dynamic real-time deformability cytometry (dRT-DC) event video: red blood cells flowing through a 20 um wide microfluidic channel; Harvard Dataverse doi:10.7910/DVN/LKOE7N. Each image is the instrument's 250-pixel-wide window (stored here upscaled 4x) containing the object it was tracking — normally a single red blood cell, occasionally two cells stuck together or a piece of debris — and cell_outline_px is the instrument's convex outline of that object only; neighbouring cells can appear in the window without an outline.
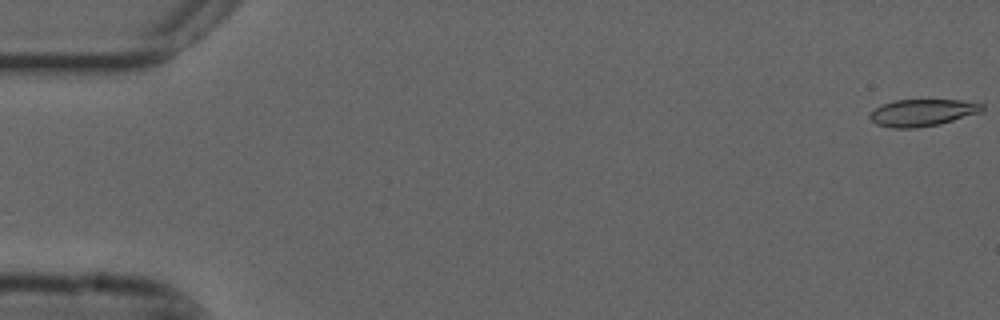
{"species": "common noctule bat (a hibernating species)", "species_latin": "Nyctalus noctula", "temperature_condition": "cold", "stored_images_in_passage": 53, "camera_frame_rate_fps": 3000, "um_per_image_px": 0.085, "animal": {"sex": "male", "forearm_length_mm": 52.5}, "frame": {"image": 1, "passage_image": 1, "time_ms": 0.0, "image_size_px": [1000, 320], "cell_outline_px": [[984, 108], [980, 112], [940, 124], [916, 128], [892, 128], [876, 124], [868, 116], [880, 104], [896, 100], [960, 100], [984, 104]], "centroid_in_image_um": [78.38, 9.57], "position_along_channel_um": 6.6, "area_um2": 17.57}}
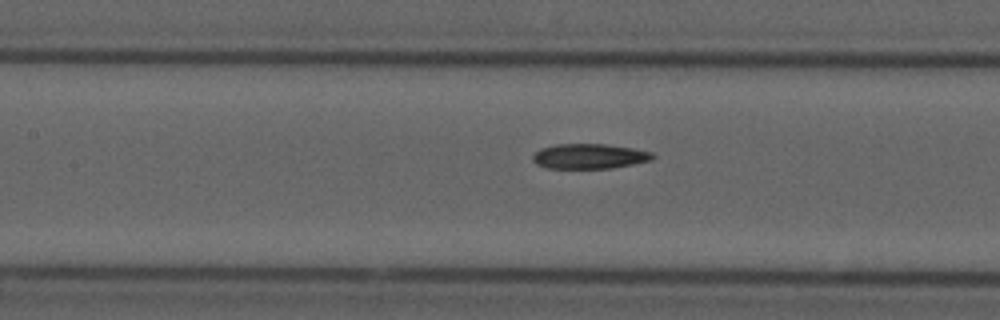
{"frame": {"image": 2, "passage_image": 25, "time_ms": 8.0, "image_size_px": [1000, 320], "cell_outline_px": [[656, 156], [652, 160], [612, 168], [548, 168], [536, 164], [532, 160], [532, 156], [540, 148], [556, 144], [608, 144], [632, 148], [652, 152]], "centroid_in_image_um": [50.1, 13.28], "position_along_channel_um": 157.3, "area_um2": 17.51}}
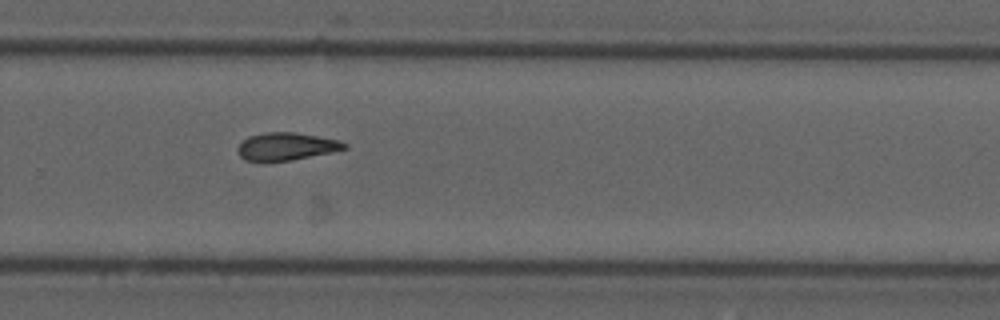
{"frame": {"image": 3, "passage_image": 37, "time_ms": 12.0, "image_size_px": [1000, 320], "cell_outline_px": [[348, 148], [332, 152], [292, 160], [264, 164], [260, 164], [244, 160], [236, 152], [236, 148], [248, 136], [264, 132], [292, 132], [340, 140], [348, 144]], "centroid_in_image_um": [24.27, 12.49], "position_along_channel_um": 305.5, "area_um2": 17.8}, "authors_computed_cell_mechanics": {"area_um2": 17.7446, "velocity_mm_per_s": 3.7185, "shape_relaxation_time_tau1_ms": 8.686, "shape_relaxation_time_tau2_ms": 5.7096, "deformation_change_tau1": 0.1779, "deformation_change_tau2": 0.1284}}